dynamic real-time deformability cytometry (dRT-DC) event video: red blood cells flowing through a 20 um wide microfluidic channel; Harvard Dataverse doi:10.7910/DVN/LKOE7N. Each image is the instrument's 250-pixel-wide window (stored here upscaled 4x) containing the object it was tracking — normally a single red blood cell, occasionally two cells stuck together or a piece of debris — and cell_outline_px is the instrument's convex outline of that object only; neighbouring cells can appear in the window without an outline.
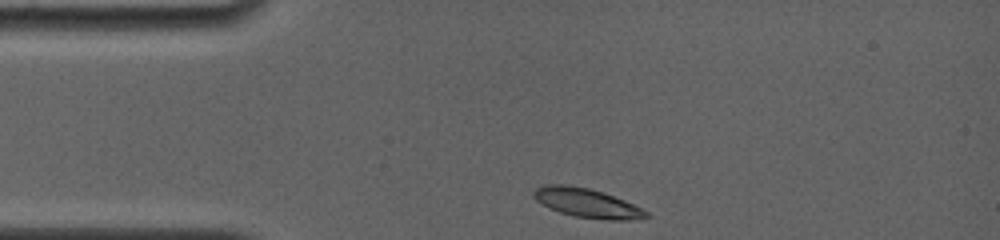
{"species": "common noctule bat (a hibernating species)", "species_latin": "Nyctalus noctula", "temperature_condition": "room temperature", "stored_images_in_passage": 28, "camera_frame_rate_fps": 4000, "um_per_image_px": 0.085, "animal": {"sex": "female", "body_mass_g": 19.0, "forearm_length_mm": 56.7}, "frame": {"image": 1, "passage_image": 1, "time_ms": 0.0, "image_size_px": [1000, 240], "cell_outline_px": [[652, 216], [636, 220], [608, 220], [572, 216], [548, 208], [536, 200], [532, 196], [532, 192], [536, 188], [544, 184], [564, 184], [588, 188], [624, 200], [648, 212]], "centroid_in_image_um": [49.87, 17.26], "position_along_channel_um": 35.1, "area_um2": 19.13}}
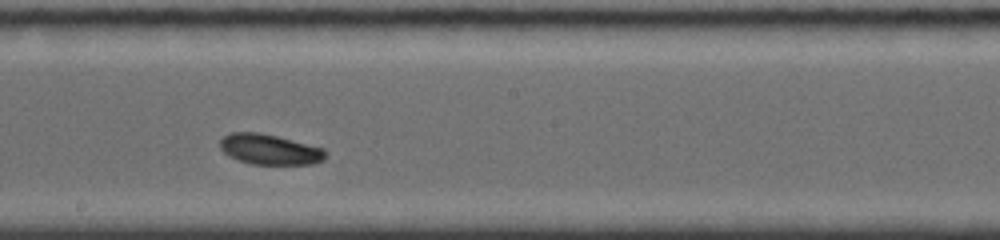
{"frame": {"image": 2, "passage_image": 16, "time_ms": 3.75, "image_size_px": [1000, 240], "cell_outline_px": [[324, 160], [312, 164], [252, 164], [228, 156], [220, 148], [220, 140], [224, 136], [232, 132], [260, 132], [324, 148]], "centroid_in_image_um": [22.89, 12.69], "position_along_channel_um": 225.3, "area_um2": 18.5}}
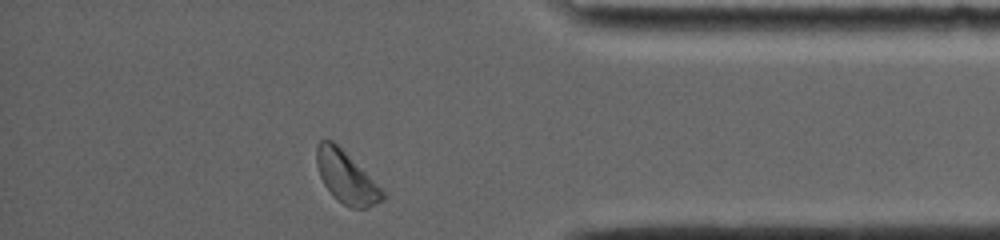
{"frame": {"image": 3, "passage_image": 28, "time_ms": 6.75, "image_size_px": [1000, 240], "cell_outline_px": [[384, 200], [368, 208], [352, 208], [344, 204], [332, 196], [324, 184], [320, 176], [316, 164], [316, 148], [320, 140], [332, 140], [384, 192]], "centroid_in_image_um": [29.39, 15.1], "position_along_channel_um": 405.8, "area_um2": 19.31}}